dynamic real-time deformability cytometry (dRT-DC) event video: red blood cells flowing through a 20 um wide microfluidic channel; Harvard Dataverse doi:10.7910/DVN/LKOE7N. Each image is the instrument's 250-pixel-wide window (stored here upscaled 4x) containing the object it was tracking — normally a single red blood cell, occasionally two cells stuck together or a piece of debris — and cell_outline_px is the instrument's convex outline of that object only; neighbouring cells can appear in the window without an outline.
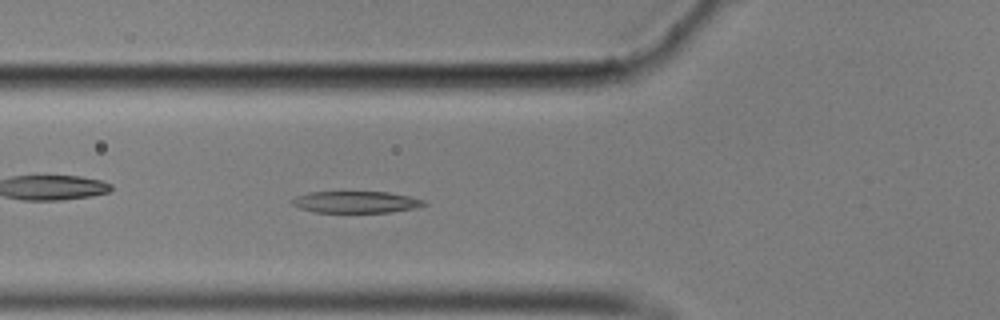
{"species": "common noctule bat (a hibernating species)", "species_latin": "Nyctalus noctula", "temperature_condition": "cold", "stored_images_in_passage": 45, "camera_frame_rate_fps": 3000, "um_per_image_px": 0.085, "animal": {"sex": "male", "body_mass_g": 17.9}, "frame": {"image": 1, "passage_image": 9, "time_ms": 2.667, "image_size_px": [1000, 320], "cell_outline_px": [[428, 204], [416, 208], [392, 212], [316, 212], [300, 208], [292, 204], [288, 200], [296, 196], [308, 192], [388, 192], [412, 196], [424, 200]], "centroid_in_image_um": [30.27, 17.17], "position_along_channel_um": 95.5, "area_um2": 16.82}}
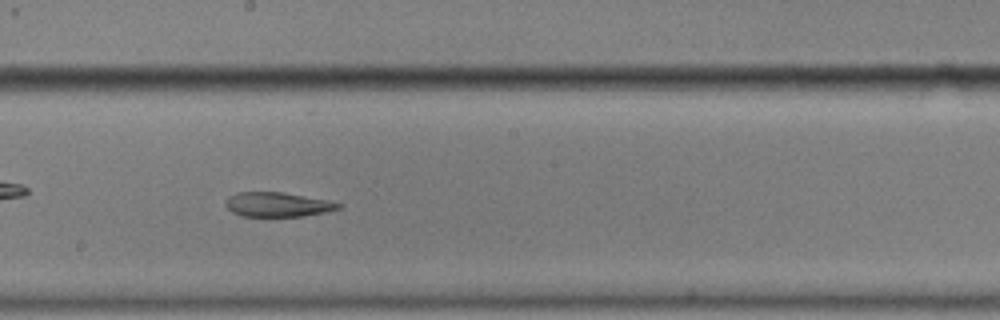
{"frame": {"image": 2, "passage_image": 20, "time_ms": 6.333, "image_size_px": [1000, 320], "cell_outline_px": [[344, 204], [340, 208], [324, 212], [304, 216], [240, 216], [232, 212], [224, 204], [224, 200], [228, 196], [236, 192], [280, 192], [328, 200]], "centroid_in_image_um": [23.55, 17.38], "position_along_channel_um": 224.6, "area_um2": 16.13}}
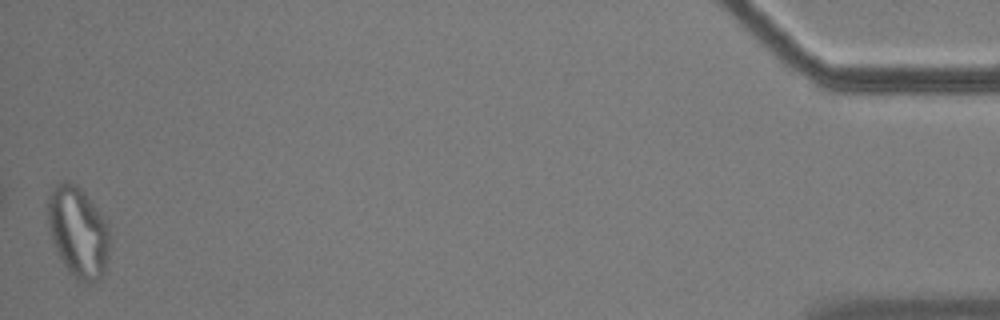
{"frame": {"image": 3, "passage_image": 45, "time_ms": 14.667, "image_size_px": [1000, 320], "cell_outline_px": [[108, 256], [104, 276], [100, 280], [92, 284], [72, 276], [60, 260], [52, 240], [48, 224], [48, 196], [56, 184], [60, 180], [68, 180], [76, 184], [84, 192], [100, 212], [108, 224]], "centroid_in_image_um": [6.64, 19.72], "position_along_channel_um": 428.6, "area_um2": 32.89}, "authors_computed_cell_mechanics": {"area_um2": 18.9584, "velocity_mm_per_s": 3.5022, "shape_relaxation_time_tau1_ms": null, "shape_relaxation_time_tau2_ms": 3.6849, "deformation_change_tau1": null, "deformation_change_tau2": 0.1252}}